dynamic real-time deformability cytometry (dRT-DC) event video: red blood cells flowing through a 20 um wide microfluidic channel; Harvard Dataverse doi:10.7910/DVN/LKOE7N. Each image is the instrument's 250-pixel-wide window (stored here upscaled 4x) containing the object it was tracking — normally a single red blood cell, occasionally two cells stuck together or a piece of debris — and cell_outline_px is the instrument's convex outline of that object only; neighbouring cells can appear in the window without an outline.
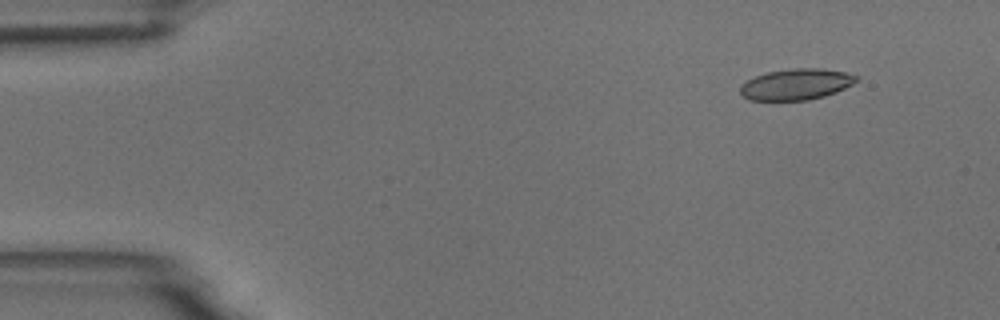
{"species": "common noctule bat (a hibernating species)", "species_latin": "Nyctalus noctula", "temperature_condition": "room temperature", "stored_images_in_passage": 5, "camera_frame_rate_fps": 3000, "um_per_image_px": 0.085, "animal": {"sex": "male", "body_mass_g": 18.8}, "frame": {"image": 1, "passage_image": 2, "time_ms": 1.0, "image_size_px": [1000, 320], "cell_outline_px": [[856, 80], [852, 84], [836, 92], [824, 96], [808, 100], [748, 100], [740, 96], [740, 84], [756, 76], [768, 72], [792, 68], [824, 68], [844, 72], [856, 76]], "centroid_in_image_um": [67.62, 7.17], "position_along_channel_um": 17.4, "area_um2": 20.98}}